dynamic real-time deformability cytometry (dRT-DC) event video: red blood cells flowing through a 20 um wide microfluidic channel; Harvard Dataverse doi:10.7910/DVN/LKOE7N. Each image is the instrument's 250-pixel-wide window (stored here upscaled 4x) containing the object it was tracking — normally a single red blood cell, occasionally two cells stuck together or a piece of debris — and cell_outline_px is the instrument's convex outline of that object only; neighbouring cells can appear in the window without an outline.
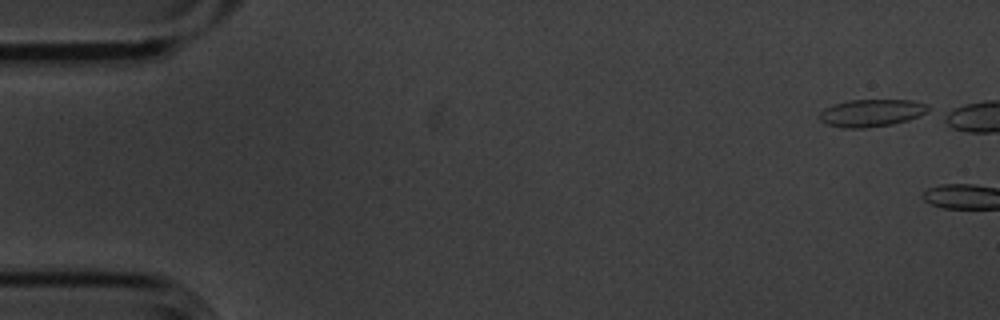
{"species": "common noctule bat (a hibernating species)", "species_latin": "Nyctalus noctula", "temperature_condition": "cold", "stored_images_in_passage": 2, "camera_frame_rate_fps": 3000, "um_per_image_px": 0.085, "animal": {"sex": "male", "body_mass_g": 20.1, "forearm_length_mm": 53.5}, "frame": {"image": 1, "passage_image": 1, "time_ms": 0.0, "image_size_px": [1000, 320], "cell_outline_px": [[928, 112], [920, 116], [908, 120], [892, 124], [864, 128], [844, 128], [828, 124], [820, 120], [820, 112], [824, 108], [832, 104], [848, 100], [912, 100], [928, 104]], "centroid_in_image_um": [74.08, 9.59], "position_along_channel_um": 10.9, "area_um2": 17.4}}